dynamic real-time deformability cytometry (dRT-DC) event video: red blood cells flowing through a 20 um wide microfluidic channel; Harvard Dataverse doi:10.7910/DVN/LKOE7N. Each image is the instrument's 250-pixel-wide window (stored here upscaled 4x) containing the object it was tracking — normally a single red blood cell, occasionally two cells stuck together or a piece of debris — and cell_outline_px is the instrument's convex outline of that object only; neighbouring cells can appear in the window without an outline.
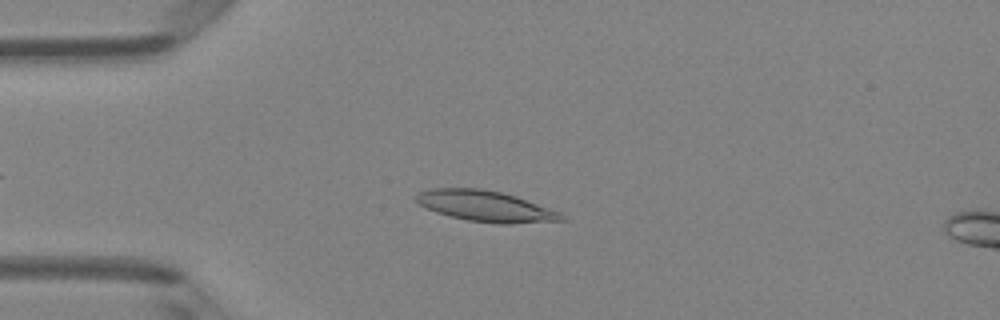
{"species": "Egyptian fruit bat (a non-hibernating species)", "species_latin": "Rousettus aegyptiacus", "temperature_condition": "room temperature", "stored_images_in_passage": 43, "camera_frame_rate_fps": 3000, "um_per_image_px": 0.085, "animal": {"sex": "female"}, "frame": {"image": 1, "passage_image": 10, "time_ms": 3.0, "image_size_px": [1000, 320], "cell_outline_px": [[568, 220], [512, 224], [500, 224], [468, 220], [436, 212], [424, 208], [416, 200], [416, 196], [420, 192], [432, 188], [480, 188], [500, 192], [516, 196], [560, 212]], "centroid_in_image_um": [41.3, 17.53], "position_along_channel_um": 43.7, "area_um2": 26.01}}
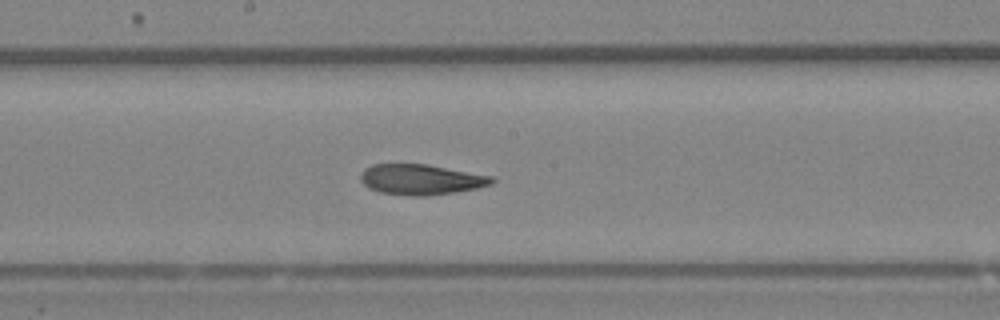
{"frame": {"image": 2, "passage_image": 24, "time_ms": 7.667, "image_size_px": [1000, 320], "cell_outline_px": [[496, 180], [492, 184], [476, 188], [428, 196], [412, 196], [380, 192], [368, 188], [360, 180], [360, 172], [364, 168], [372, 164], [428, 164], [492, 176]], "centroid_in_image_um": [35.75, 15.25], "position_along_channel_um": 212.4, "area_um2": 23.35}}
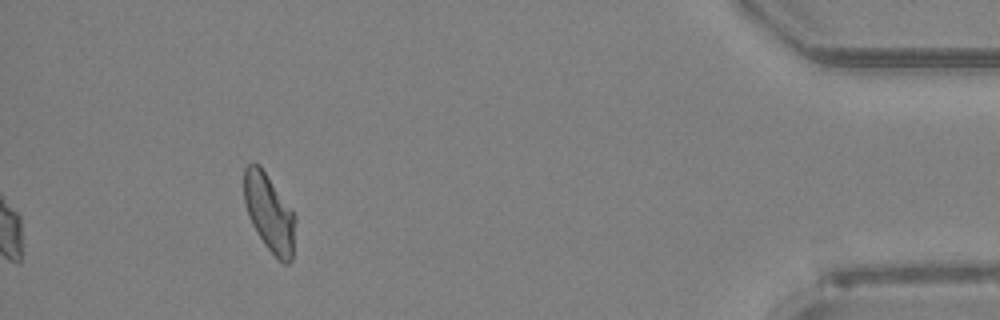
{"frame": {"image": 3, "passage_image": 43, "time_ms": 14.0, "image_size_px": [1000, 320], "cell_outline_px": [[296, 220], [292, 260], [288, 264], [284, 264], [264, 244], [256, 232], [248, 216], [244, 204], [244, 168], [248, 164], [260, 164], [292, 208], [296, 216]], "centroid_in_image_um": [22.9, 18.08], "position_along_channel_um": 412.3, "area_um2": 23.47}, "authors_computed_cell_mechanics": {"area_um2": 23.5824, "velocity_mm_per_s": 4.0943, "shape_relaxation_time_tau1_ms": null, "shape_relaxation_time_tau2_ms": 3.6864, "deformation_change_tau1": null, "deformation_change_tau2": 0.0761}}